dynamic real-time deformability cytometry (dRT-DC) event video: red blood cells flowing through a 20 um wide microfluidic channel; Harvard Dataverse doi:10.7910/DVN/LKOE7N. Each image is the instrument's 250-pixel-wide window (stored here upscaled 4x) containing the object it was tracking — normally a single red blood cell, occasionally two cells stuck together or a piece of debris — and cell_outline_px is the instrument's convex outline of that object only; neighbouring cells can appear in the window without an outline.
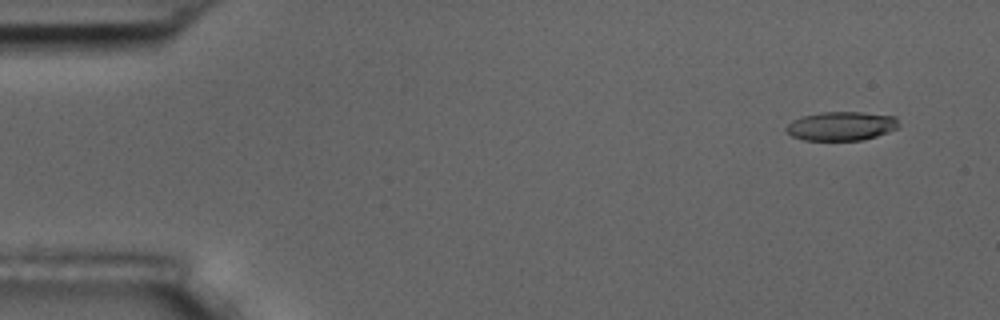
{"species": "common noctule bat (a hibernating species)", "species_latin": "Nyctalus noctula", "temperature_condition": "room temperature", "stored_images_in_passage": 5, "camera_frame_rate_fps": 3000, "um_per_image_px": 0.085, "animal": {"sex": "male", "body_mass_g": 17.5, "forearm_length_mm": 52.3}, "frame": {"image": 1, "passage_image": 1, "time_ms": 0.0, "image_size_px": [1000, 320], "cell_outline_px": [[900, 124], [896, 128], [888, 132], [876, 136], [860, 140], [804, 140], [792, 136], [784, 128], [792, 120], [800, 116], [820, 112], [860, 112], [896, 116]], "centroid_in_image_um": [71.49, 10.7], "position_along_channel_um": 13.5, "area_um2": 19.02}}
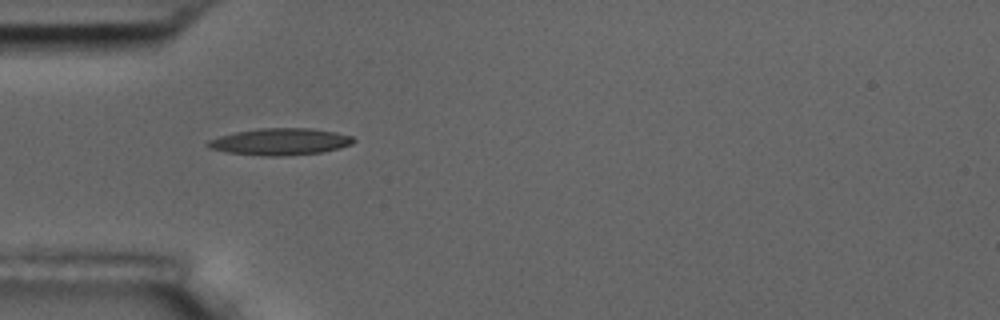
{"frame": {"image": 2, "passage_image": 4, "time_ms": 4.333, "image_size_px": [1000, 320], "cell_outline_px": [[356, 140], [352, 144], [340, 148], [320, 152], [280, 156], [264, 156], [228, 152], [208, 148], [204, 144], [208, 140], [220, 136], [236, 132], [260, 128], [312, 128], [336, 132], [352, 136]], "centroid_in_image_um": [23.81, 12.04], "position_along_channel_um": 61.2, "area_um2": 22.72}}